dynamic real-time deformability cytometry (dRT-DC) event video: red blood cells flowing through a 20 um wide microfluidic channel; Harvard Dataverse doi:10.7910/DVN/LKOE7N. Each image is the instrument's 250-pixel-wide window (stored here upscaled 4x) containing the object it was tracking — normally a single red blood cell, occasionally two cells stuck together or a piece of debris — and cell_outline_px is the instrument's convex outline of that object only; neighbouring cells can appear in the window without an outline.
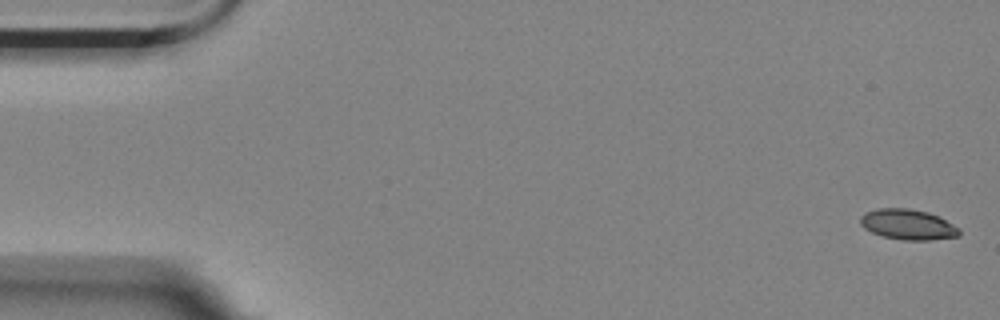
{"species": "Egyptian fruit bat (a non-hibernating species)", "species_latin": "Rousettus aegyptiacus", "temperature_condition": "room temperature", "stored_images_in_passage": 2, "camera_frame_rate_fps": 3000, "um_per_image_px": 0.085, "animal": {"sex": "female"}, "frame": {"image": 1, "passage_image": 2, "time_ms": 0.333, "image_size_px": [1000, 320], "cell_outline_px": [[960, 236], [932, 240], [904, 240], [884, 236], [872, 232], [864, 228], [860, 224], [860, 216], [864, 212], [880, 208], [908, 208], [928, 212], [940, 216], [960, 228]], "centroid_in_image_um": [77.2, 19.07], "position_along_channel_um": 7.8, "area_um2": 17.69}}